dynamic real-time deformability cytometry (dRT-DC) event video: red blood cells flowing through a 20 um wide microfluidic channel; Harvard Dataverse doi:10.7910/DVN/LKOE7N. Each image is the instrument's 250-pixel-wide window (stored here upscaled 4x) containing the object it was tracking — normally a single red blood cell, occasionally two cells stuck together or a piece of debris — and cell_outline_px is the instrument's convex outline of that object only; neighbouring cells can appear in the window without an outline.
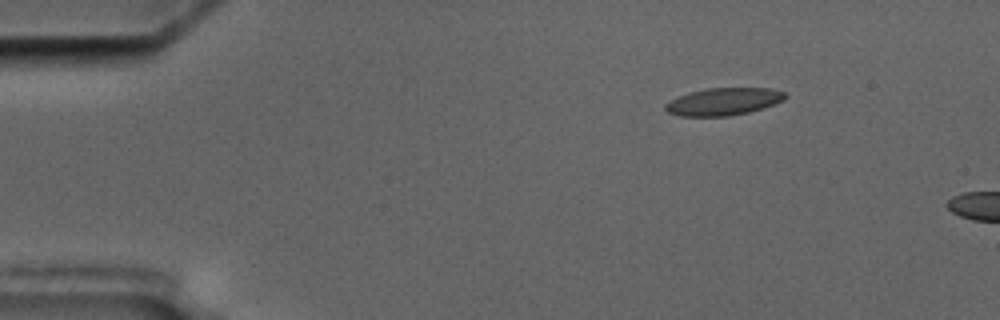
{"species": "common noctule bat (a hibernating species)", "species_latin": "Nyctalus noctula", "temperature_condition": "cold", "stored_images_in_passage": 2, "camera_frame_rate_fps": 3000, "um_per_image_px": 0.085, "animal": {"sex": "male", "body_mass_g": 17.5, "forearm_length_mm": 52.3}, "frame": {"image": 1, "passage_image": 1, "time_ms": 0.0, "image_size_px": [1000, 320], "cell_outline_px": [[788, 96], [784, 100], [764, 108], [748, 112], [728, 116], [680, 116], [668, 112], [664, 108], [664, 104], [668, 100], [676, 96], [688, 92], [708, 88], [772, 88], [784, 92]], "centroid_in_image_um": [61.47, 8.63], "position_along_channel_um": 23.5, "area_um2": 19.36}}